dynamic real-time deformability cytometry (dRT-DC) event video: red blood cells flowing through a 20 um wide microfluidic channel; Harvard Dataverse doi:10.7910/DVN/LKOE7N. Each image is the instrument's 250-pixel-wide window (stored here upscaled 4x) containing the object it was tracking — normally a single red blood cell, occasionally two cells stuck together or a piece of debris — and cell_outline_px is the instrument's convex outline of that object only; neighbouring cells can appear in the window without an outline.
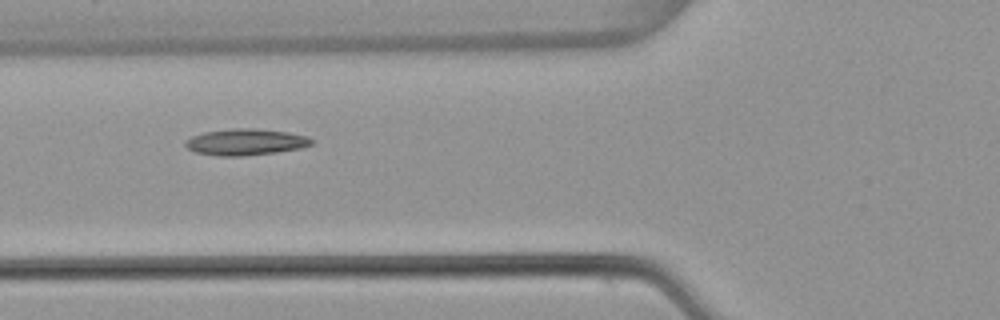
{"species": "common noctule bat (a hibernating species)", "species_latin": "Nyctalus noctula", "temperature_condition": "warm", "stored_images_in_passage": 5, "camera_frame_rate_fps": 3000, "um_per_image_px": 0.085, "animal": {"sex": "female", "body_mass_g": 22.7, "forearm_length_mm": 54.2}, "frame": {"image": 1, "passage_image": 3, "time_ms": 0.667, "image_size_px": [1000, 320], "cell_outline_px": [[312, 144], [300, 148], [276, 152], [244, 156], [220, 156], [196, 152], [188, 148], [184, 144], [184, 140], [192, 136], [204, 132], [232, 128], [256, 128], [288, 132], [308, 136], [312, 140]], "centroid_in_image_um": [20.86, 12.06], "position_along_channel_um": 104.9, "area_um2": 19.42}}
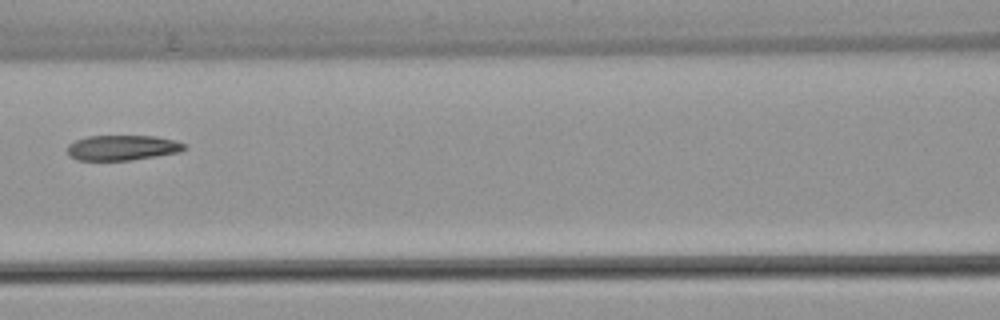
{"frame": {"image": 2, "passage_image": 4, "time_ms": 1.0, "image_size_px": [1000, 320], "cell_outline_px": [[188, 148], [180, 152], [128, 160], [76, 160], [68, 156], [68, 144], [76, 140], [88, 136], [156, 136], [172, 140], [184, 144]], "centroid_in_image_um": [10.37, 12.55], "position_along_channel_um": 156.2, "area_um2": 17.05}}